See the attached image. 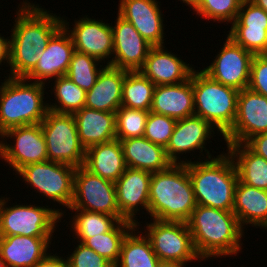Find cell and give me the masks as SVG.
<instances>
[{"instance_id": "cell-15", "label": "cell", "mask_w": 267, "mask_h": 267, "mask_svg": "<svg viewBox=\"0 0 267 267\" xmlns=\"http://www.w3.org/2000/svg\"><path fill=\"white\" fill-rule=\"evenodd\" d=\"M62 17V26L71 36L76 51L85 53L98 59L106 65H110L113 55V32L109 23L103 20H95L88 15L74 20L73 28L67 19ZM70 26V28H69ZM72 28V29H71ZM110 59V60H109Z\"/></svg>"}, {"instance_id": "cell-19", "label": "cell", "mask_w": 267, "mask_h": 267, "mask_svg": "<svg viewBox=\"0 0 267 267\" xmlns=\"http://www.w3.org/2000/svg\"><path fill=\"white\" fill-rule=\"evenodd\" d=\"M75 47L71 36L62 26L49 40L46 49L39 55L37 65L24 77L26 80H33L46 84L53 78L65 76ZM46 82V83H45Z\"/></svg>"}, {"instance_id": "cell-40", "label": "cell", "mask_w": 267, "mask_h": 267, "mask_svg": "<svg viewBox=\"0 0 267 267\" xmlns=\"http://www.w3.org/2000/svg\"><path fill=\"white\" fill-rule=\"evenodd\" d=\"M71 255L68 252L67 261L69 267H114L105 257L100 256L91 248L78 242ZM69 256V257H68Z\"/></svg>"}, {"instance_id": "cell-18", "label": "cell", "mask_w": 267, "mask_h": 267, "mask_svg": "<svg viewBox=\"0 0 267 267\" xmlns=\"http://www.w3.org/2000/svg\"><path fill=\"white\" fill-rule=\"evenodd\" d=\"M113 32V57L110 66L126 71H139L152 45L131 23L116 14Z\"/></svg>"}, {"instance_id": "cell-42", "label": "cell", "mask_w": 267, "mask_h": 267, "mask_svg": "<svg viewBox=\"0 0 267 267\" xmlns=\"http://www.w3.org/2000/svg\"><path fill=\"white\" fill-rule=\"evenodd\" d=\"M245 144L257 155L267 160V132L253 136Z\"/></svg>"}, {"instance_id": "cell-44", "label": "cell", "mask_w": 267, "mask_h": 267, "mask_svg": "<svg viewBox=\"0 0 267 267\" xmlns=\"http://www.w3.org/2000/svg\"><path fill=\"white\" fill-rule=\"evenodd\" d=\"M7 38V39H6ZM2 37L0 34V65L2 66V63H7L9 65L10 63V37Z\"/></svg>"}, {"instance_id": "cell-47", "label": "cell", "mask_w": 267, "mask_h": 267, "mask_svg": "<svg viewBox=\"0 0 267 267\" xmlns=\"http://www.w3.org/2000/svg\"><path fill=\"white\" fill-rule=\"evenodd\" d=\"M250 1L267 12V0H250Z\"/></svg>"}, {"instance_id": "cell-27", "label": "cell", "mask_w": 267, "mask_h": 267, "mask_svg": "<svg viewBox=\"0 0 267 267\" xmlns=\"http://www.w3.org/2000/svg\"><path fill=\"white\" fill-rule=\"evenodd\" d=\"M78 137L85 149L116 139V114L83 107L75 112Z\"/></svg>"}, {"instance_id": "cell-41", "label": "cell", "mask_w": 267, "mask_h": 267, "mask_svg": "<svg viewBox=\"0 0 267 267\" xmlns=\"http://www.w3.org/2000/svg\"><path fill=\"white\" fill-rule=\"evenodd\" d=\"M248 88L267 97V54L253 56Z\"/></svg>"}, {"instance_id": "cell-6", "label": "cell", "mask_w": 267, "mask_h": 267, "mask_svg": "<svg viewBox=\"0 0 267 267\" xmlns=\"http://www.w3.org/2000/svg\"><path fill=\"white\" fill-rule=\"evenodd\" d=\"M195 115L206 120L221 137L232 128L239 91L212 79L203 70L192 72Z\"/></svg>"}, {"instance_id": "cell-20", "label": "cell", "mask_w": 267, "mask_h": 267, "mask_svg": "<svg viewBox=\"0 0 267 267\" xmlns=\"http://www.w3.org/2000/svg\"><path fill=\"white\" fill-rule=\"evenodd\" d=\"M118 15L128 21L152 46H163L164 24L157 0H120ZM159 3V4H158Z\"/></svg>"}, {"instance_id": "cell-28", "label": "cell", "mask_w": 267, "mask_h": 267, "mask_svg": "<svg viewBox=\"0 0 267 267\" xmlns=\"http://www.w3.org/2000/svg\"><path fill=\"white\" fill-rule=\"evenodd\" d=\"M83 167L94 175L116 182L127 168L120 141L114 139L88 147Z\"/></svg>"}, {"instance_id": "cell-11", "label": "cell", "mask_w": 267, "mask_h": 267, "mask_svg": "<svg viewBox=\"0 0 267 267\" xmlns=\"http://www.w3.org/2000/svg\"><path fill=\"white\" fill-rule=\"evenodd\" d=\"M69 209H83L126 220L119 211L115 182L94 175L79 166L74 174L73 199Z\"/></svg>"}, {"instance_id": "cell-23", "label": "cell", "mask_w": 267, "mask_h": 267, "mask_svg": "<svg viewBox=\"0 0 267 267\" xmlns=\"http://www.w3.org/2000/svg\"><path fill=\"white\" fill-rule=\"evenodd\" d=\"M150 111L175 120L195 115L192 74L179 84L156 85Z\"/></svg>"}, {"instance_id": "cell-3", "label": "cell", "mask_w": 267, "mask_h": 267, "mask_svg": "<svg viewBox=\"0 0 267 267\" xmlns=\"http://www.w3.org/2000/svg\"><path fill=\"white\" fill-rule=\"evenodd\" d=\"M197 206L186 164H172L152 173L149 188L150 219L187 222Z\"/></svg>"}, {"instance_id": "cell-39", "label": "cell", "mask_w": 267, "mask_h": 267, "mask_svg": "<svg viewBox=\"0 0 267 267\" xmlns=\"http://www.w3.org/2000/svg\"><path fill=\"white\" fill-rule=\"evenodd\" d=\"M177 120L149 111L144 137L152 143L166 147L173 134Z\"/></svg>"}, {"instance_id": "cell-37", "label": "cell", "mask_w": 267, "mask_h": 267, "mask_svg": "<svg viewBox=\"0 0 267 267\" xmlns=\"http://www.w3.org/2000/svg\"><path fill=\"white\" fill-rule=\"evenodd\" d=\"M116 139L143 137L149 111L121 106L116 112Z\"/></svg>"}, {"instance_id": "cell-46", "label": "cell", "mask_w": 267, "mask_h": 267, "mask_svg": "<svg viewBox=\"0 0 267 267\" xmlns=\"http://www.w3.org/2000/svg\"><path fill=\"white\" fill-rule=\"evenodd\" d=\"M185 5H188L189 8H192L193 10L197 7L200 0H180Z\"/></svg>"}, {"instance_id": "cell-2", "label": "cell", "mask_w": 267, "mask_h": 267, "mask_svg": "<svg viewBox=\"0 0 267 267\" xmlns=\"http://www.w3.org/2000/svg\"><path fill=\"white\" fill-rule=\"evenodd\" d=\"M186 223L202 261L241 252L245 233L233 211L197 204Z\"/></svg>"}, {"instance_id": "cell-8", "label": "cell", "mask_w": 267, "mask_h": 267, "mask_svg": "<svg viewBox=\"0 0 267 267\" xmlns=\"http://www.w3.org/2000/svg\"><path fill=\"white\" fill-rule=\"evenodd\" d=\"M40 124L46 140L48 161L75 168L83 166L86 149L78 137L73 114L49 110Z\"/></svg>"}, {"instance_id": "cell-36", "label": "cell", "mask_w": 267, "mask_h": 267, "mask_svg": "<svg viewBox=\"0 0 267 267\" xmlns=\"http://www.w3.org/2000/svg\"><path fill=\"white\" fill-rule=\"evenodd\" d=\"M100 63L98 59L75 50L65 76L87 92L95 85L99 73L106 66L100 65L98 68Z\"/></svg>"}, {"instance_id": "cell-5", "label": "cell", "mask_w": 267, "mask_h": 267, "mask_svg": "<svg viewBox=\"0 0 267 267\" xmlns=\"http://www.w3.org/2000/svg\"><path fill=\"white\" fill-rule=\"evenodd\" d=\"M5 78L0 85V135L11 128L41 123L49 111L46 84Z\"/></svg>"}, {"instance_id": "cell-31", "label": "cell", "mask_w": 267, "mask_h": 267, "mask_svg": "<svg viewBox=\"0 0 267 267\" xmlns=\"http://www.w3.org/2000/svg\"><path fill=\"white\" fill-rule=\"evenodd\" d=\"M141 225L138 222L124 237L120 256L114 267H157L160 260L149 239L142 231H138Z\"/></svg>"}, {"instance_id": "cell-13", "label": "cell", "mask_w": 267, "mask_h": 267, "mask_svg": "<svg viewBox=\"0 0 267 267\" xmlns=\"http://www.w3.org/2000/svg\"><path fill=\"white\" fill-rule=\"evenodd\" d=\"M214 61L202 70L215 81L238 91L248 88L253 54L237 45L229 36Z\"/></svg>"}, {"instance_id": "cell-9", "label": "cell", "mask_w": 267, "mask_h": 267, "mask_svg": "<svg viewBox=\"0 0 267 267\" xmlns=\"http://www.w3.org/2000/svg\"><path fill=\"white\" fill-rule=\"evenodd\" d=\"M75 170L71 165L45 161L28 164L15 174L22 178L27 187L34 188L44 198L69 209L73 199Z\"/></svg>"}, {"instance_id": "cell-30", "label": "cell", "mask_w": 267, "mask_h": 267, "mask_svg": "<svg viewBox=\"0 0 267 267\" xmlns=\"http://www.w3.org/2000/svg\"><path fill=\"white\" fill-rule=\"evenodd\" d=\"M226 145L239 180L249 186L267 190V160L253 152L245 143Z\"/></svg>"}, {"instance_id": "cell-26", "label": "cell", "mask_w": 267, "mask_h": 267, "mask_svg": "<svg viewBox=\"0 0 267 267\" xmlns=\"http://www.w3.org/2000/svg\"><path fill=\"white\" fill-rule=\"evenodd\" d=\"M119 141L127 168L155 173L164 171L173 164L167 157L165 147L152 143L144 136Z\"/></svg>"}, {"instance_id": "cell-10", "label": "cell", "mask_w": 267, "mask_h": 267, "mask_svg": "<svg viewBox=\"0 0 267 267\" xmlns=\"http://www.w3.org/2000/svg\"><path fill=\"white\" fill-rule=\"evenodd\" d=\"M146 222L145 236L160 261L187 264L202 259L197 254L187 223L152 219Z\"/></svg>"}, {"instance_id": "cell-33", "label": "cell", "mask_w": 267, "mask_h": 267, "mask_svg": "<svg viewBox=\"0 0 267 267\" xmlns=\"http://www.w3.org/2000/svg\"><path fill=\"white\" fill-rule=\"evenodd\" d=\"M155 86L140 71H126L121 106L150 111Z\"/></svg>"}, {"instance_id": "cell-35", "label": "cell", "mask_w": 267, "mask_h": 267, "mask_svg": "<svg viewBox=\"0 0 267 267\" xmlns=\"http://www.w3.org/2000/svg\"><path fill=\"white\" fill-rule=\"evenodd\" d=\"M53 91L54 102L48 103L49 110L57 113L74 114L85 107L86 91L75 83H73L67 76H61L54 81Z\"/></svg>"}, {"instance_id": "cell-34", "label": "cell", "mask_w": 267, "mask_h": 267, "mask_svg": "<svg viewBox=\"0 0 267 267\" xmlns=\"http://www.w3.org/2000/svg\"><path fill=\"white\" fill-rule=\"evenodd\" d=\"M134 226L136 224L133 222L122 220L111 231L87 238L83 244L115 265L120 256L122 241Z\"/></svg>"}, {"instance_id": "cell-12", "label": "cell", "mask_w": 267, "mask_h": 267, "mask_svg": "<svg viewBox=\"0 0 267 267\" xmlns=\"http://www.w3.org/2000/svg\"><path fill=\"white\" fill-rule=\"evenodd\" d=\"M6 138H12L13 143H7ZM0 139V159L14 172L28 164L48 161L46 140L40 123L11 128L1 134Z\"/></svg>"}, {"instance_id": "cell-21", "label": "cell", "mask_w": 267, "mask_h": 267, "mask_svg": "<svg viewBox=\"0 0 267 267\" xmlns=\"http://www.w3.org/2000/svg\"><path fill=\"white\" fill-rule=\"evenodd\" d=\"M151 176L152 173L145 170L126 168L115 182L120 214L134 224L138 223L136 215L141 214V207L148 214Z\"/></svg>"}, {"instance_id": "cell-48", "label": "cell", "mask_w": 267, "mask_h": 267, "mask_svg": "<svg viewBox=\"0 0 267 267\" xmlns=\"http://www.w3.org/2000/svg\"><path fill=\"white\" fill-rule=\"evenodd\" d=\"M0 267H7L5 261L0 257Z\"/></svg>"}, {"instance_id": "cell-4", "label": "cell", "mask_w": 267, "mask_h": 267, "mask_svg": "<svg viewBox=\"0 0 267 267\" xmlns=\"http://www.w3.org/2000/svg\"><path fill=\"white\" fill-rule=\"evenodd\" d=\"M191 161L186 164L196 203L220 210L232 211L238 172L232 157L221 153L216 158Z\"/></svg>"}, {"instance_id": "cell-14", "label": "cell", "mask_w": 267, "mask_h": 267, "mask_svg": "<svg viewBox=\"0 0 267 267\" xmlns=\"http://www.w3.org/2000/svg\"><path fill=\"white\" fill-rule=\"evenodd\" d=\"M267 132V97L249 88L238 93L237 115L231 130L223 137L226 144L246 143Z\"/></svg>"}, {"instance_id": "cell-32", "label": "cell", "mask_w": 267, "mask_h": 267, "mask_svg": "<svg viewBox=\"0 0 267 267\" xmlns=\"http://www.w3.org/2000/svg\"><path fill=\"white\" fill-rule=\"evenodd\" d=\"M75 211L70 223V230L74 232V239L83 243L87 238L93 237L111 231L120 220L116 216L107 215L98 212H90L83 209H69ZM77 213V214H76Z\"/></svg>"}, {"instance_id": "cell-38", "label": "cell", "mask_w": 267, "mask_h": 267, "mask_svg": "<svg viewBox=\"0 0 267 267\" xmlns=\"http://www.w3.org/2000/svg\"><path fill=\"white\" fill-rule=\"evenodd\" d=\"M243 0H200L193 10L199 18H205L217 23L232 24L238 16ZM228 22V23H227Z\"/></svg>"}, {"instance_id": "cell-7", "label": "cell", "mask_w": 267, "mask_h": 267, "mask_svg": "<svg viewBox=\"0 0 267 267\" xmlns=\"http://www.w3.org/2000/svg\"><path fill=\"white\" fill-rule=\"evenodd\" d=\"M9 199V197H2L0 205V236H54L57 223L61 222L65 214L62 209H52L47 205L41 207L40 205H31V203L29 205L13 203L12 206H9L7 204Z\"/></svg>"}, {"instance_id": "cell-17", "label": "cell", "mask_w": 267, "mask_h": 267, "mask_svg": "<svg viewBox=\"0 0 267 267\" xmlns=\"http://www.w3.org/2000/svg\"><path fill=\"white\" fill-rule=\"evenodd\" d=\"M229 36L253 55L267 54V12L250 0H243Z\"/></svg>"}, {"instance_id": "cell-1", "label": "cell", "mask_w": 267, "mask_h": 267, "mask_svg": "<svg viewBox=\"0 0 267 267\" xmlns=\"http://www.w3.org/2000/svg\"><path fill=\"white\" fill-rule=\"evenodd\" d=\"M18 5L10 36V74L24 78L39 61L51 37L62 27V17L37 3L23 0ZM58 16V17H57Z\"/></svg>"}, {"instance_id": "cell-29", "label": "cell", "mask_w": 267, "mask_h": 267, "mask_svg": "<svg viewBox=\"0 0 267 267\" xmlns=\"http://www.w3.org/2000/svg\"><path fill=\"white\" fill-rule=\"evenodd\" d=\"M232 211L243 229L245 225L264 228L267 225V190L249 186L238 180Z\"/></svg>"}, {"instance_id": "cell-16", "label": "cell", "mask_w": 267, "mask_h": 267, "mask_svg": "<svg viewBox=\"0 0 267 267\" xmlns=\"http://www.w3.org/2000/svg\"><path fill=\"white\" fill-rule=\"evenodd\" d=\"M214 130L206 120L196 115L177 120L173 134L165 147L167 157L173 164H187L190 161L185 159V156L181 158L184 153H190L191 156V151L200 150L199 154L204 156L205 150L207 158H213L205 145L208 139L214 137Z\"/></svg>"}, {"instance_id": "cell-24", "label": "cell", "mask_w": 267, "mask_h": 267, "mask_svg": "<svg viewBox=\"0 0 267 267\" xmlns=\"http://www.w3.org/2000/svg\"><path fill=\"white\" fill-rule=\"evenodd\" d=\"M52 238L0 236V257L7 267H33L48 253Z\"/></svg>"}, {"instance_id": "cell-45", "label": "cell", "mask_w": 267, "mask_h": 267, "mask_svg": "<svg viewBox=\"0 0 267 267\" xmlns=\"http://www.w3.org/2000/svg\"><path fill=\"white\" fill-rule=\"evenodd\" d=\"M186 265L175 261H159L157 267H185Z\"/></svg>"}, {"instance_id": "cell-25", "label": "cell", "mask_w": 267, "mask_h": 267, "mask_svg": "<svg viewBox=\"0 0 267 267\" xmlns=\"http://www.w3.org/2000/svg\"><path fill=\"white\" fill-rule=\"evenodd\" d=\"M126 70L106 65L86 93L85 107L115 113L121 107Z\"/></svg>"}, {"instance_id": "cell-22", "label": "cell", "mask_w": 267, "mask_h": 267, "mask_svg": "<svg viewBox=\"0 0 267 267\" xmlns=\"http://www.w3.org/2000/svg\"><path fill=\"white\" fill-rule=\"evenodd\" d=\"M194 69L163 45L150 48L139 71L155 85H174L187 81Z\"/></svg>"}, {"instance_id": "cell-43", "label": "cell", "mask_w": 267, "mask_h": 267, "mask_svg": "<svg viewBox=\"0 0 267 267\" xmlns=\"http://www.w3.org/2000/svg\"><path fill=\"white\" fill-rule=\"evenodd\" d=\"M47 253L38 263L33 267H69L67 259L57 254Z\"/></svg>"}]
</instances>
